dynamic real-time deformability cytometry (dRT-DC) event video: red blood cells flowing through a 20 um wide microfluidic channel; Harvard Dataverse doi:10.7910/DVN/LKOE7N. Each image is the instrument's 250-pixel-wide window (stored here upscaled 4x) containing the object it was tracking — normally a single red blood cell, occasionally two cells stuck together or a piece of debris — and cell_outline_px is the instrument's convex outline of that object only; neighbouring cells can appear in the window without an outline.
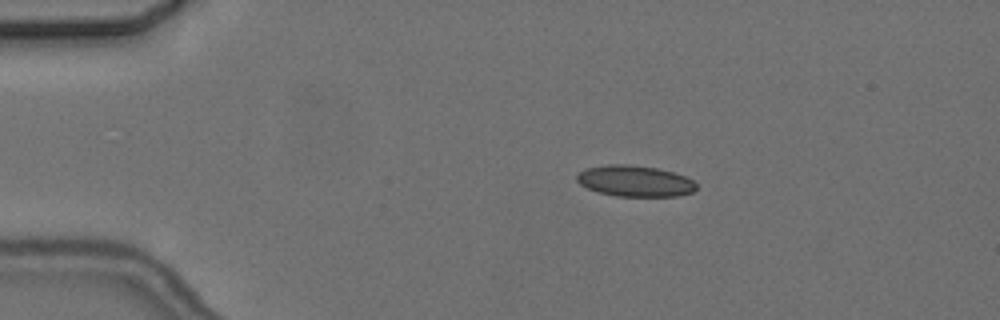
{"species": "common noctule bat (a hibernating species)", "species_latin": "Nyctalus noctula", "temperature_condition": "cold", "stored_images_in_passage": 4, "camera_frame_rate_fps": 3000, "um_per_image_px": 0.085, "animal": {"sex": "female", "body_mass_g": 24.6, "forearm_length_mm": 56.2}, "frame": {"image": 1, "passage_image": 3, "time_ms": 2.333, "image_size_px": [1000, 320], "cell_outline_px": [[696, 188], [692, 192], [676, 196], [616, 196], [600, 192], [588, 188], [580, 184], [576, 180], [576, 176], [584, 168], [608, 164], [628, 164], [656, 168], [672, 172], [684, 176], [692, 180], [696, 184]], "centroid_in_image_um": [53.94, 15.38], "position_along_channel_um": 31.1, "area_um2": 21.5}}